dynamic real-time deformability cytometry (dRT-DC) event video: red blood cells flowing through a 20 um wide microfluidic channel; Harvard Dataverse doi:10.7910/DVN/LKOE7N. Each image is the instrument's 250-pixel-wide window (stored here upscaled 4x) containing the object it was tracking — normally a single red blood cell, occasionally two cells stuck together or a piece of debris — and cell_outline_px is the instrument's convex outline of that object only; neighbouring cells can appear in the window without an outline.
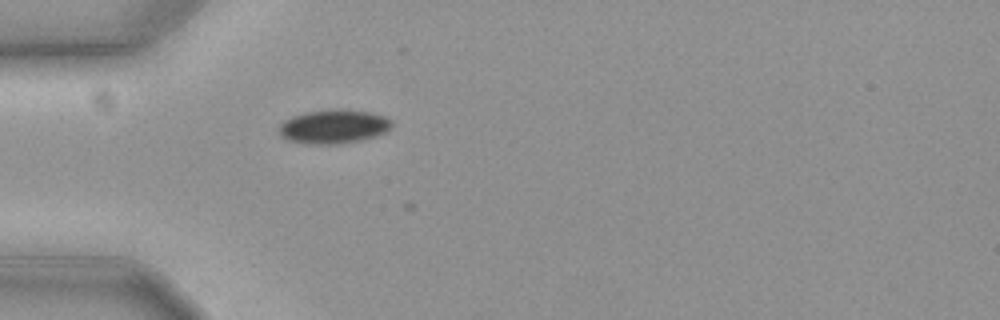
{"species": "common noctule bat (a hibernating species)", "species_latin": "Nyctalus noctula", "temperature_condition": "cold", "stored_images_in_passage": 26, "camera_frame_rate_fps": 3000, "um_per_image_px": 0.085, "animal": {"sex": "female", "body_mass_g": 19.3, "forearm_length_mm": 54.1}, "frame": {"image": 1, "passage_image": 1, "time_ms": 0.0, "image_size_px": [1000, 320], "cell_outline_px": [[392, 128], [384, 132], [360, 140], [336, 144], [316, 144], [288, 140], [280, 136], [280, 124], [284, 120], [292, 116], [304, 112], [336, 108], [340, 108], [372, 112], [384, 116], [392, 120]], "centroid_in_image_um": [28.37, 10.73], "position_along_channel_um": 56.6, "area_um2": 22.31}}
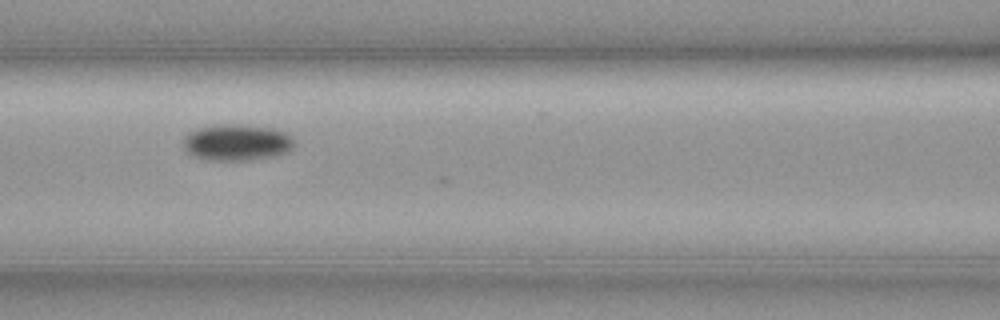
{"frame": {"image": 2, "passage_image": 9, "time_ms": 2.667, "image_size_px": [1000, 320], "cell_outline_px": [[296, 144], [288, 152], [276, 156], [248, 160], [204, 160], [188, 152], [184, 148], [184, 136], [188, 132], [200, 128], [216, 124], [240, 124], [272, 128], [284, 132], [292, 136]], "centroid_in_image_um": [20.16, 12.1], "position_along_channel_um": 146.4, "area_um2": 23.7}}
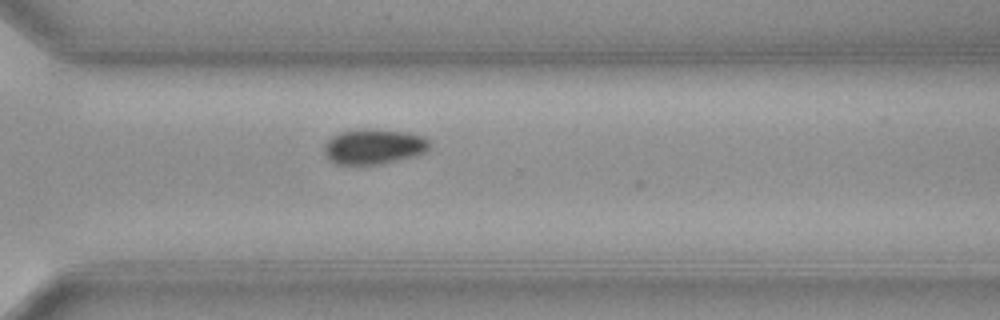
{"frame": {"image": 3, "passage_image": 25, "time_ms": 8.0, "image_size_px": [1000, 320], "cell_outline_px": [[428, 148], [424, 152], [412, 156], [380, 164], [336, 164], [328, 160], [324, 152], [324, 144], [332, 136], [340, 132], [360, 128], [408, 132], [424, 136], [428, 140]], "centroid_in_image_um": [31.72, 12.45], "position_along_channel_um": 338.9, "area_um2": 21.5}}